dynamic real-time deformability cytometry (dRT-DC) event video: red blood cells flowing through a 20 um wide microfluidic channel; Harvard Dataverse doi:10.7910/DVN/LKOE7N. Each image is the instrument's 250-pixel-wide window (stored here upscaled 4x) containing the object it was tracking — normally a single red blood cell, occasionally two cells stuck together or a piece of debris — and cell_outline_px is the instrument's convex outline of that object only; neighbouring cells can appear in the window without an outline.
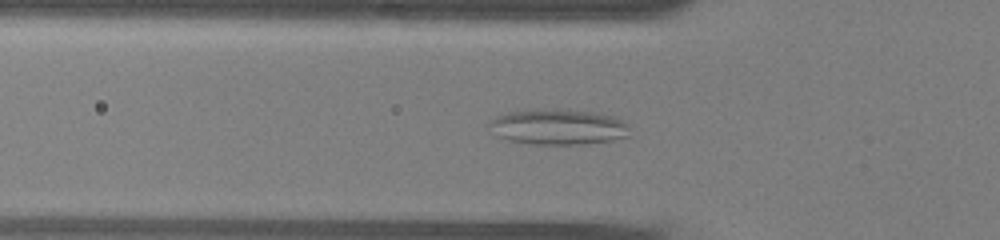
{"species": "common noctule bat (a hibernating species)", "species_latin": "Nyctalus noctula", "temperature_condition": "warm", "stored_images_in_passage": 49, "camera_frame_rate_fps": 3000, "um_per_image_px": 0.085, "animal": {"sex": "male", "body_mass_g": 13.0, "forearm_length_mm": 53.1}, "frame": {"image": 1, "passage_image": 16, "time_ms": 5.0, "image_size_px": [1000, 240], "cell_outline_px": [[628, 136], [612, 140], [584, 144], [532, 144], [508, 140], [496, 136], [488, 124], [496, 116], [508, 112], [532, 108], [552, 108], [596, 112], [612, 116], [628, 124]], "centroid_in_image_um": [47.41, 10.77], "position_along_channel_um": 78.4, "area_um2": 29.36}}
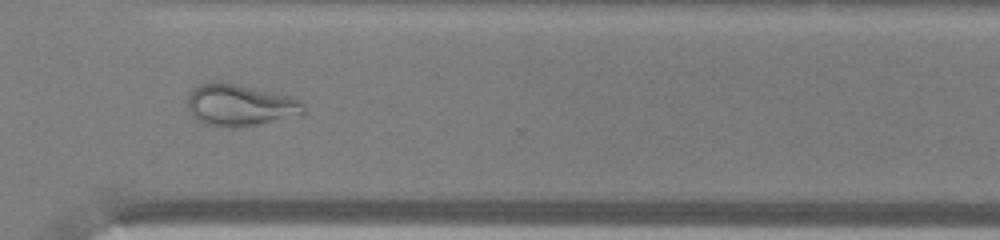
{"frame": {"image": 2, "passage_image": 36, "time_ms": 11.667, "image_size_px": [1000, 240], "cell_outline_px": [[304, 112], [256, 124], [236, 128], [220, 128], [204, 124], [192, 116], [188, 108], [188, 96], [200, 84], [220, 80], [292, 96], [300, 100], [304, 104]], "centroid_in_image_um": [20.34, 8.92], "position_along_channel_um": 350.3, "area_um2": 28.09}}
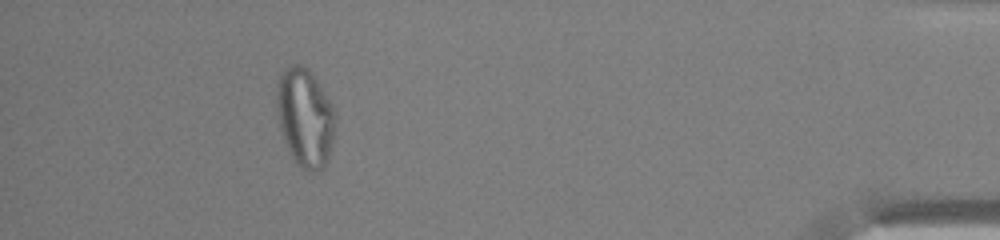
{"frame": {"image": 3, "passage_image": 45, "time_ms": 14.667, "image_size_px": [1000, 240], "cell_outline_px": [[336, 128], [328, 160], [320, 168], [312, 172], [308, 172], [300, 168], [296, 164], [284, 140], [280, 128], [276, 108], [276, 84], [280, 72], [284, 68], [292, 64], [300, 64], [308, 68], [332, 104], [336, 112]], "centroid_in_image_um": [25.92, 9.97], "position_along_channel_um": 409.3, "area_um2": 34.04}, "authors_computed_cell_mechanics": {"area_um2": 29.3624, "velocity_mm_per_s": 4.068, "shape_relaxation_time_tau1_ms": null, "shape_relaxation_time_tau2_ms": 1.5546, "deformation_change_tau1": null, "deformation_change_tau2": 0.1}}